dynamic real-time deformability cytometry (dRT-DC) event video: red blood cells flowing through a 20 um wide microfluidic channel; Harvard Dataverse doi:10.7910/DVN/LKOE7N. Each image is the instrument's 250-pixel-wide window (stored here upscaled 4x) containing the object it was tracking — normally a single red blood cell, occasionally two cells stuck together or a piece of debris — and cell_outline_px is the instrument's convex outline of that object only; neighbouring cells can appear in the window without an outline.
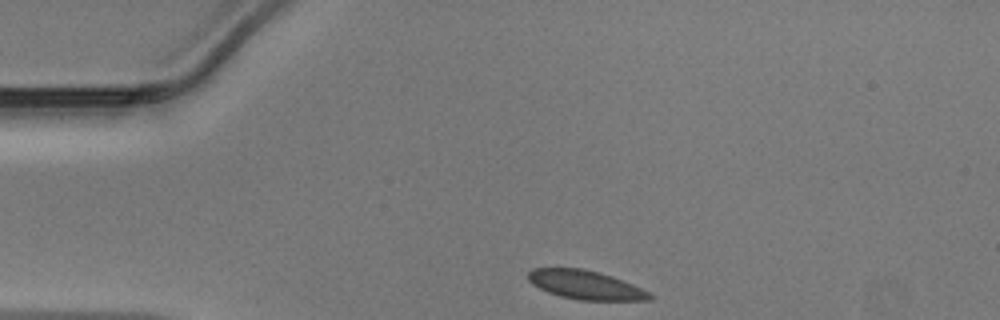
{"species": "Egyptian fruit bat (a non-hibernating species)", "species_latin": "Rousettus aegyptiacus", "temperature_condition": "warm", "stored_images_in_passage": 30, "camera_frame_rate_fps": 3000, "um_per_image_px": 0.085, "animal": {"sex": "male"}, "frame": {"image": 1, "passage_image": 1, "time_ms": 0.0, "image_size_px": [1000, 320], "cell_outline_px": [[656, 296], [652, 300], [580, 300], [560, 296], [548, 292], [532, 284], [528, 280], [528, 272], [532, 268], [584, 268], [612, 276], [632, 284]], "centroid_in_image_um": [49.77, 24.21], "position_along_channel_um": 35.2, "area_um2": 20.4}}
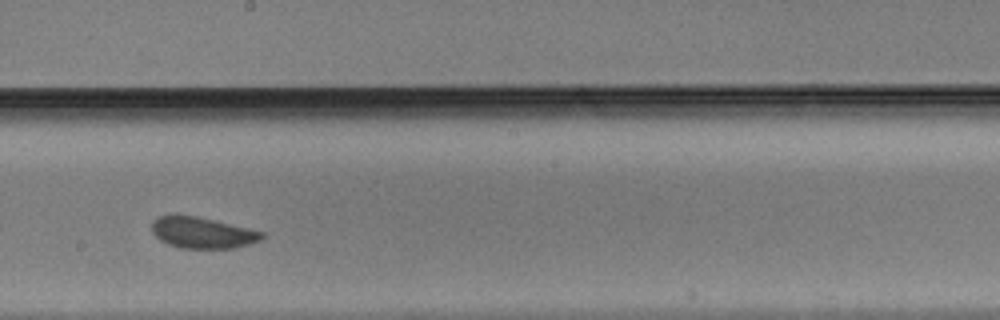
{"frame": {"image": 2, "passage_image": 18, "time_ms": 5.667, "image_size_px": [1000, 320], "cell_outline_px": [[264, 236], [260, 240], [248, 244], [232, 248], [180, 248], [168, 244], [160, 240], [152, 232], [152, 220], [160, 216], [196, 216], [248, 228], [264, 232]], "centroid_in_image_um": [17.19, 19.79], "position_along_channel_um": 231.0, "area_um2": 19.65}}
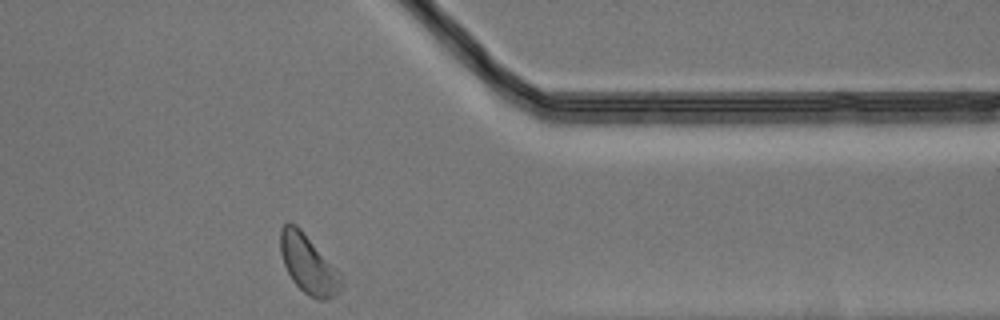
{"frame": {"image": 3, "passage_image": 30, "time_ms": 9.667, "image_size_px": [1000, 320], "cell_outline_px": [[344, 284], [332, 296], [324, 300], [316, 300], [304, 292], [292, 280], [284, 264], [280, 252], [280, 228], [288, 220], [296, 224], [300, 228], [340, 272]], "centroid_in_image_um": [26.19, 22.43], "position_along_channel_um": 385.2, "area_um2": 20.75}}